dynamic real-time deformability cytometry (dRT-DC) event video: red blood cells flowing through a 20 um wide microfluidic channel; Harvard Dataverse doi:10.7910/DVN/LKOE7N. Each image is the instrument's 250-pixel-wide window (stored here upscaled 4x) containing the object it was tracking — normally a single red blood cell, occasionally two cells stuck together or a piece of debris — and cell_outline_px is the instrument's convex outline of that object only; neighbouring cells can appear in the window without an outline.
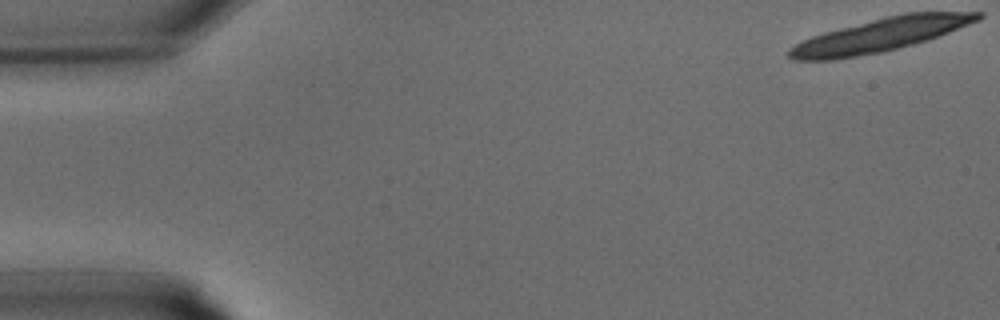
{"species": "common noctule bat (a hibernating species)", "species_latin": "Nyctalus noctula", "temperature_condition": "warm", "stored_images_in_passage": 15, "camera_frame_rate_fps": 3000, "um_per_image_px": 0.085, "animal": {"sex": "male", "body_mass_g": 15.6}, "frame": {"image": 1, "passage_image": 1, "time_ms": 0.0, "image_size_px": [1000, 320], "cell_outline_px": [[984, 16], [980, 20], [928, 40], [884, 52], [832, 60], [796, 60], [788, 56], [788, 48], [812, 36], [824, 32], [884, 16], [904, 12], [984, 12]], "centroid_in_image_um": [74.85, 2.96], "position_along_channel_um": 10.1, "area_um2": 36.82}}